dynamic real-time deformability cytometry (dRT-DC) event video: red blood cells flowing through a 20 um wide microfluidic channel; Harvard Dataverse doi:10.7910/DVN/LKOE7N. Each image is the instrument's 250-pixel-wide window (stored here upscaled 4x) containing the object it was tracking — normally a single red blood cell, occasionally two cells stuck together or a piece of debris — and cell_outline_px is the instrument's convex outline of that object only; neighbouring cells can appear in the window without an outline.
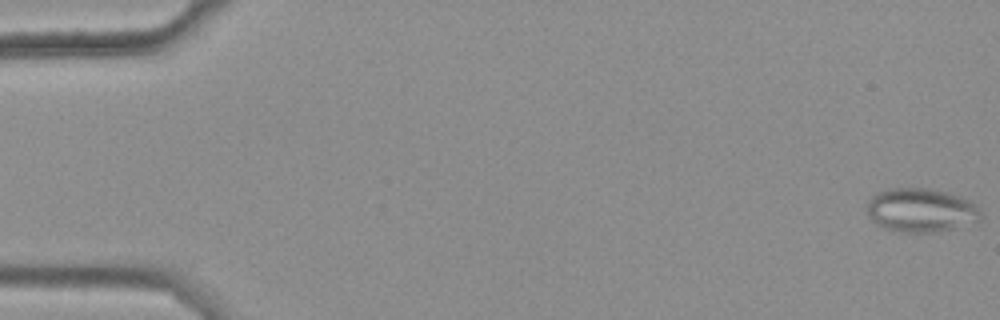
{"species": "common noctule bat (a hibernating species)", "species_latin": "Nyctalus noctula", "temperature_condition": "warm", "stored_images_in_passage": 48, "camera_frame_rate_fps": 3000, "um_per_image_px": 0.085, "animal": {"sex": "female", "body_mass_g": 25.1}, "frame": {"image": 1, "passage_image": 1, "time_ms": 0.0, "image_size_px": [1000, 320], "cell_outline_px": [[984, 216], [980, 220], [952, 228], [936, 232], [908, 232], [884, 228], [876, 224], [868, 216], [868, 204], [872, 196], [888, 188], [928, 188], [960, 196], [976, 204], [980, 208]], "centroid_in_image_um": [78.31, 17.86], "position_along_channel_um": 6.7, "area_um2": 28.9}}
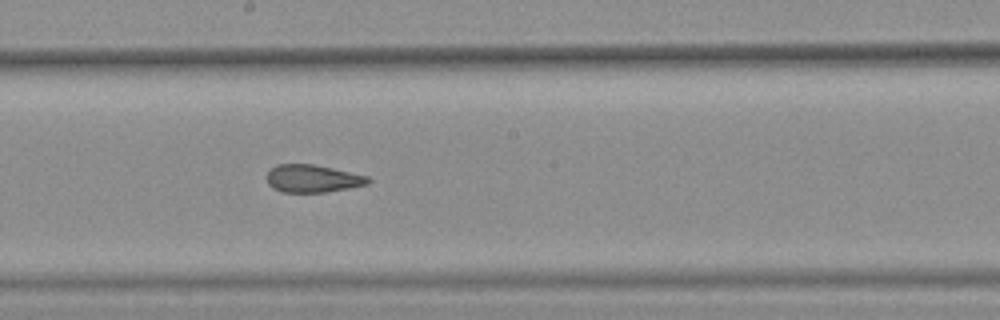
{"frame": {"image": 2, "passage_image": 31, "time_ms": 10.0, "image_size_px": [1000, 320], "cell_outline_px": [[372, 180], [368, 184], [348, 188], [324, 192], [280, 192], [272, 188], [268, 184], [268, 172], [276, 164], [312, 164], [332, 168], [368, 176]], "centroid_in_image_um": [26.57, 15.18], "position_along_channel_um": 221.6, "area_um2": 16.24}}
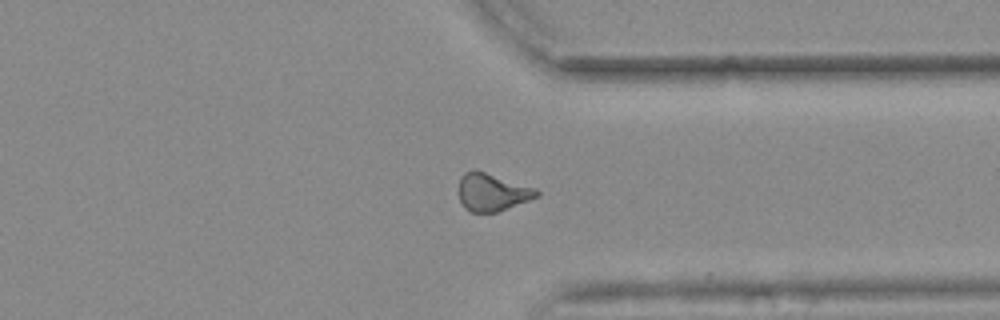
{"frame": {"image": 3, "passage_image": 43, "time_ms": 14.0, "image_size_px": [1000, 320], "cell_outline_px": [[540, 196], [496, 212], [472, 212], [464, 208], [460, 200], [460, 176], [464, 172], [476, 168], [536, 188], [540, 192]], "centroid_in_image_um": [41.84, 16.31], "position_along_channel_um": 369.6, "area_um2": 17.22}, "authors_computed_cell_mechanics": {"area_um2": 17.7446, "velocity_mm_per_s": 3.7146, "shape_relaxation_time_tau1_ms": null, "shape_relaxation_time_tau2_ms": 1.9683, "deformation_change_tau1": null, "deformation_change_tau2": 0.0872}}